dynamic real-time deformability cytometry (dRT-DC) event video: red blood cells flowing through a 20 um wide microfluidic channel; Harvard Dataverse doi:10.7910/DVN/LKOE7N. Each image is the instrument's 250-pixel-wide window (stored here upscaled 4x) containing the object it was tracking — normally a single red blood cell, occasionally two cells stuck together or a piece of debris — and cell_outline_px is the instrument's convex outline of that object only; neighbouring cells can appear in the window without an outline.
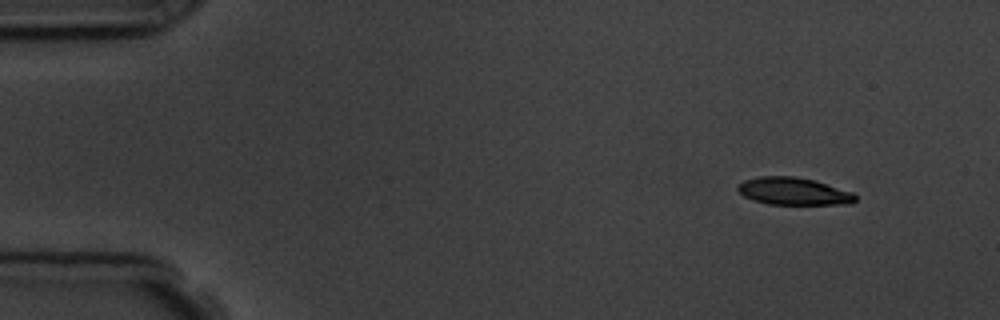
{"species": "common noctule bat (a hibernating species)", "species_latin": "Nyctalus noctula", "temperature_condition": "room temperature", "stored_images_in_passage": 4, "camera_frame_rate_fps": 3000, "um_per_image_px": 0.085, "animal": {"sex": "male", "body_mass_g": 19.5, "forearm_length_mm": 54.6}, "frame": {"image": 1, "passage_image": 1, "time_ms": 0.0, "image_size_px": [1000, 320], "cell_outline_px": [[856, 200], [852, 204], [768, 204], [752, 200], [744, 196], [736, 188], [744, 180], [760, 176], [796, 176], [816, 180], [852, 192], [856, 196]], "centroid_in_image_um": [67.46, 16.25], "position_along_channel_um": 17.5, "area_um2": 18.84}}
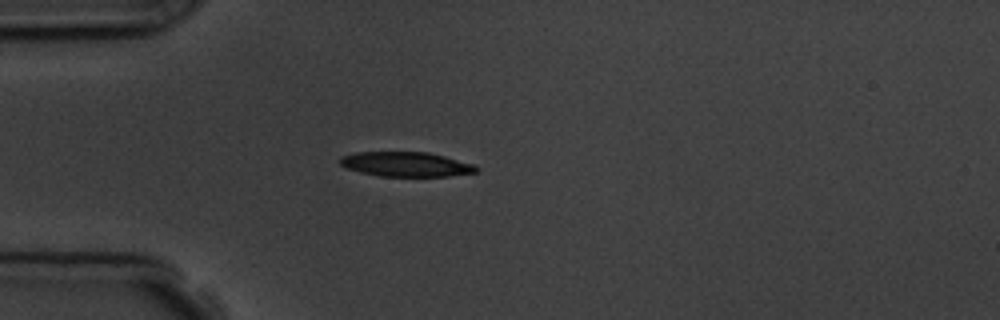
{"frame": {"image": 2, "passage_image": 4, "time_ms": 3.333, "image_size_px": [1000, 320], "cell_outline_px": [[480, 168], [476, 172], [448, 176], [380, 176], [360, 172], [344, 168], [340, 164], [340, 156], [356, 152], [428, 152], [476, 164]], "centroid_in_image_um": [34.51, 13.96], "position_along_channel_um": 50.5, "area_um2": 19.71}}